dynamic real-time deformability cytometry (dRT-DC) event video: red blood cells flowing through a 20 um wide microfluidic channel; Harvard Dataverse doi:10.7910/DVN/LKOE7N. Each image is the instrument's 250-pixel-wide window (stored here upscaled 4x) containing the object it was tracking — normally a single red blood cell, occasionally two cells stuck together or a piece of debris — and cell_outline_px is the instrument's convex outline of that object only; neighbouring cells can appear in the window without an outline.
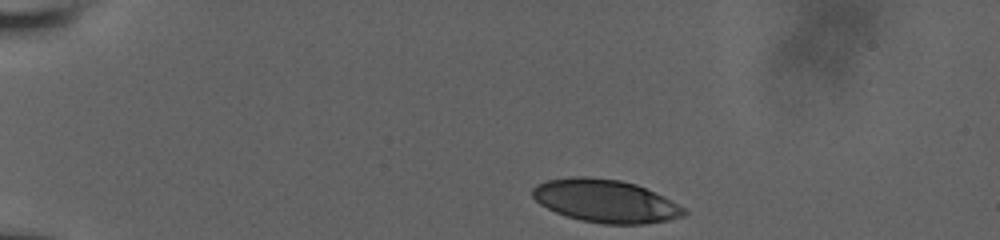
{"species": "human", "species_latin": "Homo sapiens", "temperature_condition": "room temperature", "stored_images_in_passage": 38, "camera_frame_rate_fps": 3000, "um_per_image_px": 0.085, "donor": {"sex": "male"}, "frame": {"image": 1, "passage_image": 1, "time_ms": 0.0, "image_size_px": [1000, 240], "cell_outline_px": [[688, 212], [684, 216], [668, 220], [644, 224], [604, 224], [580, 220], [556, 212], [540, 204], [532, 196], [532, 188], [536, 184], [548, 180], [572, 176], [588, 176], [620, 180], [636, 184], [664, 196], [684, 208]], "centroid_in_image_um": [51.47, 17.08], "position_along_channel_um": 33.5, "area_um2": 37.92}}
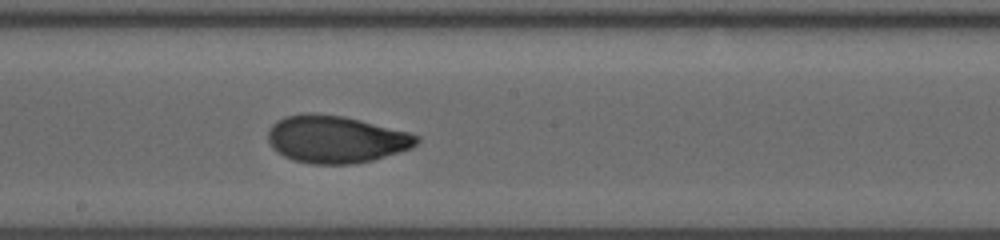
{"frame": {"image": 2, "passage_image": 22, "time_ms": 7.0, "image_size_px": [1000, 240], "cell_outline_px": [[420, 140], [412, 148], [372, 160], [352, 164], [312, 164], [292, 160], [276, 152], [272, 148], [268, 140], [268, 132], [272, 124], [284, 116], [308, 112], [312, 112], [344, 116], [408, 132], [420, 136]], "centroid_in_image_um": [28.53, 11.83], "position_along_channel_um": 219.7, "area_um2": 41.15}}
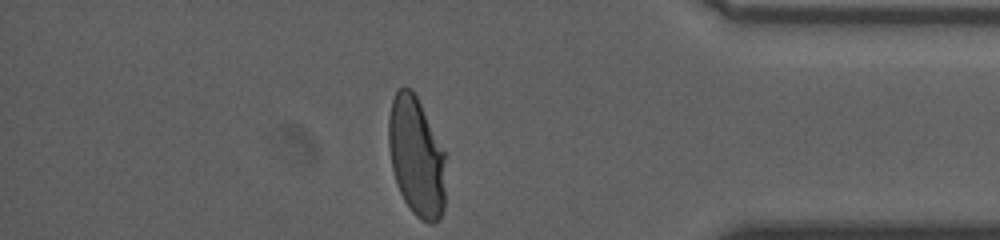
{"frame": {"image": 3, "passage_image": 38, "time_ms": 12.333, "image_size_px": [1000, 240], "cell_outline_px": [[444, 208], [440, 216], [432, 224], [428, 224], [420, 220], [412, 212], [404, 200], [396, 184], [392, 168], [388, 148], [388, 116], [392, 100], [396, 92], [400, 88], [412, 88], [444, 152]], "centroid_in_image_um": [35.36, 13.35], "position_along_channel_um": 399.8, "area_um2": 39.42}, "authors_computed_cell_mechanics": {"area_um2": 40.0265, "velocity_mm_per_s": 3.817, "shape_relaxation_time_tau1_ms": 5.7609, "shape_relaxation_time_tau2_ms": 0.8776, "deformation_change_tau1": 0.2079, "deformation_change_tau2": 0.0523}}